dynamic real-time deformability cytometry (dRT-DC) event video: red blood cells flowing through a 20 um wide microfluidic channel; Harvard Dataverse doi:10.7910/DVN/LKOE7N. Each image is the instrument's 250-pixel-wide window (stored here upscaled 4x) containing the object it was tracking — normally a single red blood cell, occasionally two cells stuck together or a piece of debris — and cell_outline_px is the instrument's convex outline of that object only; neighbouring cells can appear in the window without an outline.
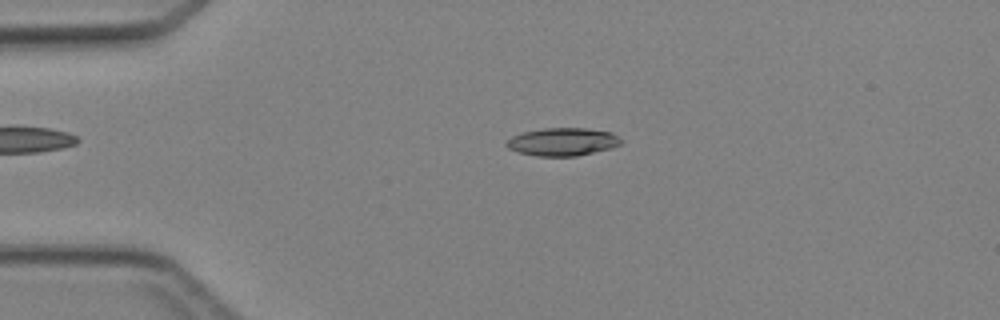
{"species": "Egyptian fruit bat (a non-hibernating species)", "species_latin": "Rousettus aegyptiacus", "temperature_condition": "cold", "stored_images_in_passage": 45, "camera_frame_rate_fps": 3000, "um_per_image_px": 0.085, "animal": {"sex": "female"}, "frame": {"image": 1, "passage_image": 10, "time_ms": 3.0, "image_size_px": [1000, 320], "cell_outline_px": [[624, 140], [620, 144], [608, 148], [576, 156], [536, 156], [520, 152], [508, 148], [504, 144], [504, 140], [512, 136], [524, 132], [544, 128], [584, 128], [612, 132]], "centroid_in_image_um": [47.79, 12.04], "position_along_channel_um": 37.2, "area_um2": 18.55}}
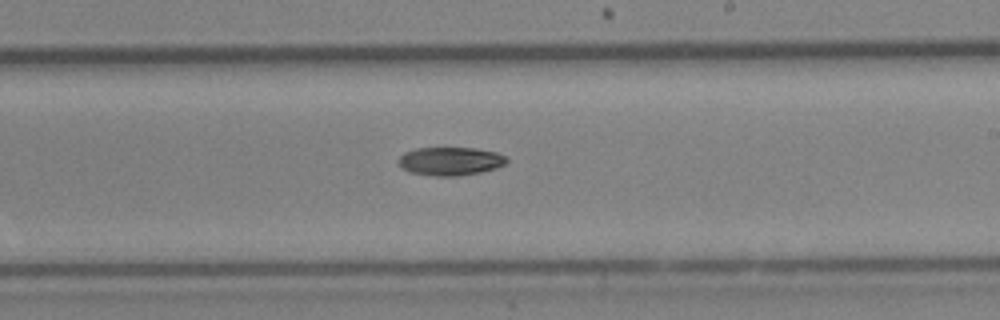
{"frame": {"image": 2, "passage_image": 27, "time_ms": 8.667, "image_size_px": [1000, 320], "cell_outline_px": [[508, 160], [504, 164], [496, 168], [480, 172], [456, 176], [436, 176], [408, 172], [396, 160], [404, 152], [416, 148], [476, 148], [496, 152], [504, 156]], "centroid_in_image_um": [38.25, 13.7], "position_along_channel_um": 250.7, "area_um2": 17.8}}
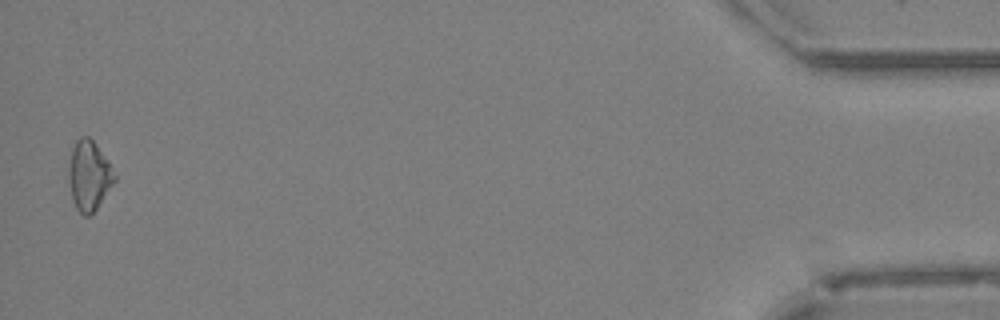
{"frame": {"image": 3, "passage_image": 45, "time_ms": 14.667, "image_size_px": [1000, 320], "cell_outline_px": [[116, 180], [96, 208], [88, 216], [84, 216], [76, 208], [72, 200], [68, 180], [68, 168], [72, 148], [76, 140], [80, 136], [88, 136], [96, 144], [116, 176]], "centroid_in_image_um": [7.53, 14.92], "position_along_channel_um": 427.7, "area_um2": 18.38}}